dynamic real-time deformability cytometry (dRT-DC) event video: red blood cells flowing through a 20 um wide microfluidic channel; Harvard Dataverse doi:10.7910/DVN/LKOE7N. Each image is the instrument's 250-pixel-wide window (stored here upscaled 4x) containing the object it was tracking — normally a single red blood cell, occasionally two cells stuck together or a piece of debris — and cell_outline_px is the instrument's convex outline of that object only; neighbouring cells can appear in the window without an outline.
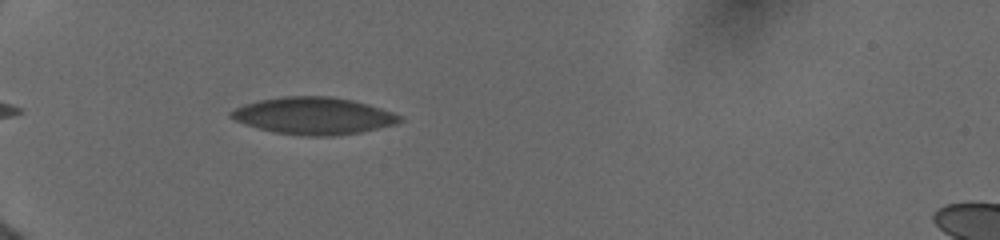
{"species": "human", "species_latin": "Homo sapiens", "temperature_condition": "cold", "stored_images_in_passage": 10, "camera_frame_rate_fps": 3000, "um_per_image_px": 0.085, "donor": {"sex": "female"}, "frame": {"image": 1, "passage_image": 1, "time_ms": 0.0, "image_size_px": [1000, 240], "cell_outline_px": [[404, 120], [396, 124], [360, 132], [332, 136], [304, 136], [272, 132], [244, 124], [228, 116], [228, 112], [244, 104], [260, 100], [284, 96], [332, 96], [352, 100], [368, 104], [404, 116]], "centroid_in_image_um": [26.66, 9.85], "position_along_channel_um": 58.3, "area_um2": 36.59}}
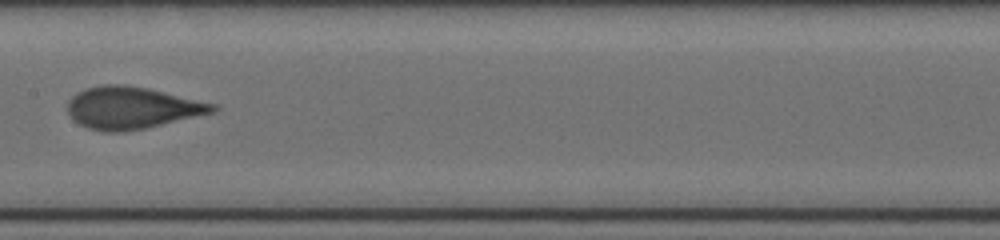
{"frame": {"image": 2, "passage_image": 6, "time_ms": 4.0, "image_size_px": [1000, 240], "cell_outline_px": [[220, 108], [216, 112], [144, 128], [124, 132], [104, 132], [88, 128], [72, 120], [68, 112], [68, 100], [72, 96], [88, 88], [104, 84], [124, 84], [148, 88], [216, 104]], "centroid_in_image_um": [11.22, 9.17], "position_along_channel_um": 196.2, "area_um2": 35.49}}
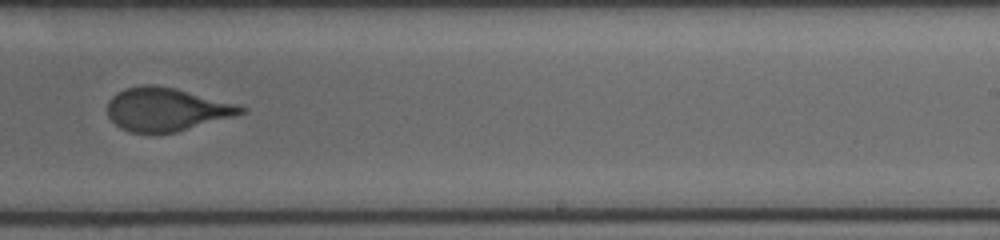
{"frame": {"image": 3, "passage_image": 9, "time_ms": 6.0, "image_size_px": [1000, 240], "cell_outline_px": [[248, 112], [176, 132], [128, 132], [120, 128], [108, 116], [108, 100], [116, 92], [128, 88], [144, 84], [156, 84], [236, 104], [248, 108]], "centroid_in_image_um": [14.12, 9.29], "position_along_channel_um": 274.9, "area_um2": 33.23}}